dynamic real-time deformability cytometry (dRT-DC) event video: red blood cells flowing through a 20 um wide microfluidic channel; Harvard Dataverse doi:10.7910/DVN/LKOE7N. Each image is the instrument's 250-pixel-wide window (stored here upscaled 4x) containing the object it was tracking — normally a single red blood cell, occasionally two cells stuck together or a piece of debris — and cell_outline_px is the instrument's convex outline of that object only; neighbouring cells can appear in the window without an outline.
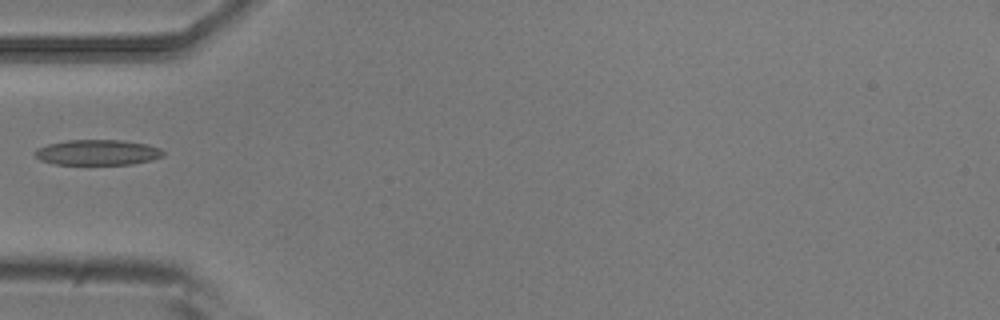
{"species": "common noctule bat (a hibernating species)", "species_latin": "Nyctalus noctula", "temperature_condition": "room temperature", "stored_images_in_passage": 6, "camera_frame_rate_fps": 3000, "um_per_image_px": 0.085, "animal": {"sex": "male", "body_mass_g": 20.5, "forearm_length_mm": 52.5}, "frame": {"image": 1, "passage_image": 5, "time_ms": 1.333, "image_size_px": [1000, 320], "cell_outline_px": [[164, 156], [132, 164], [56, 164], [40, 160], [32, 152], [48, 144], [68, 140], [124, 140], [148, 144], [160, 148], [164, 152]], "centroid_in_image_um": [8.31, 12.95], "position_along_channel_um": 76.7, "area_um2": 18.9}}
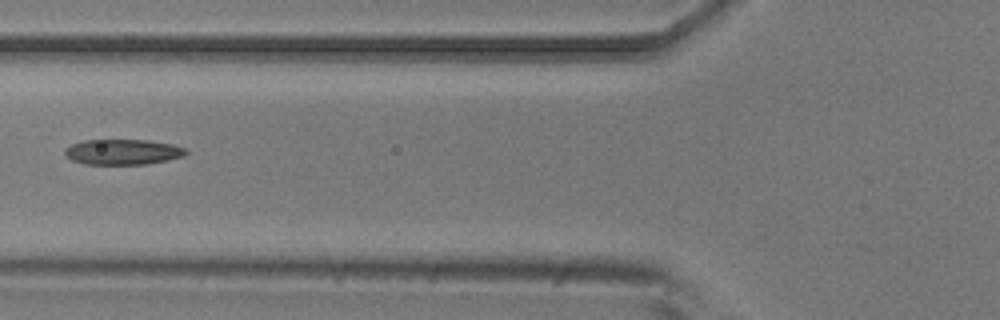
{"frame": {"image": 2, "passage_image": 6, "time_ms": 1.667, "image_size_px": [1000, 320], "cell_outline_px": [[188, 152], [184, 156], [168, 160], [144, 164], [84, 164], [72, 160], [64, 156], [64, 148], [72, 144], [84, 140], [148, 140], [172, 144], [184, 148]], "centroid_in_image_um": [10.4, 12.91], "position_along_channel_um": 115.4, "area_um2": 17.98}}